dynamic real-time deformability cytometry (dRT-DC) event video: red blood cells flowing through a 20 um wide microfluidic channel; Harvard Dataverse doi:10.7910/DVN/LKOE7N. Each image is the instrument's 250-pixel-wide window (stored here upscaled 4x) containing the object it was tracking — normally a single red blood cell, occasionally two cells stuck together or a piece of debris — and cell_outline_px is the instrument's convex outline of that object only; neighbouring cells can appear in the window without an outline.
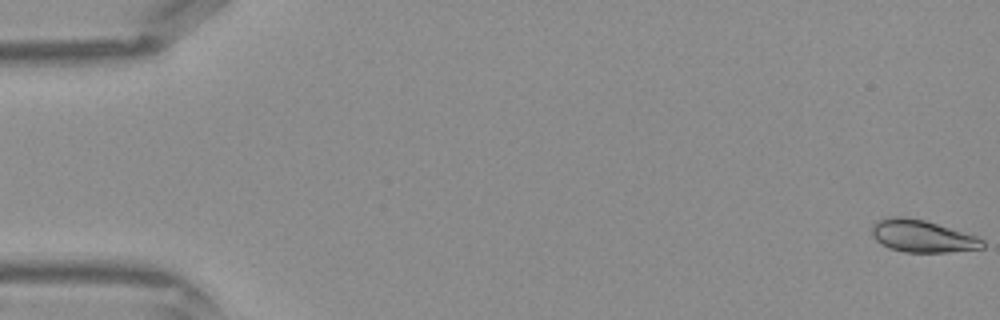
{"species": "Egyptian fruit bat (a non-hibernating species)", "species_latin": "Rousettus aegyptiacus", "temperature_condition": "warm", "stored_images_in_passage": 43, "camera_frame_rate_fps": 3000, "um_per_image_px": 0.085, "frame": {"image": 1, "passage_image": 1, "time_ms": 0.0, "image_size_px": [1000, 320], "cell_outline_px": [[984, 248], [948, 252], [904, 252], [888, 248], [876, 240], [872, 236], [872, 224], [888, 216], [904, 216], [924, 220], [976, 236], [984, 240]], "centroid_in_image_um": [78.37, 20.07], "position_along_channel_um": 6.6, "area_um2": 20.75}}
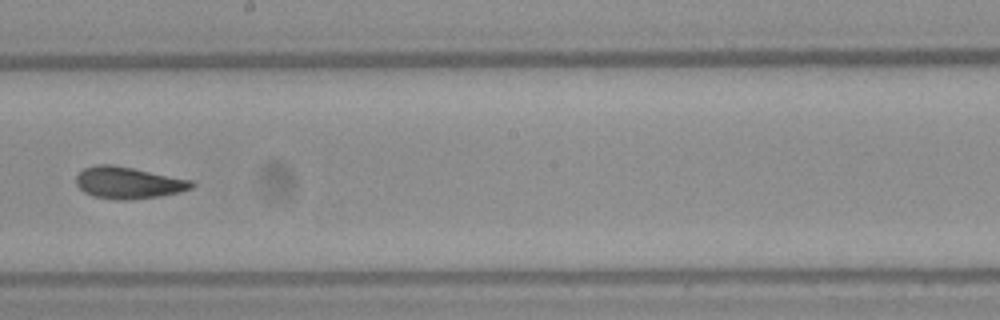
{"frame": {"image": 2, "passage_image": 25, "time_ms": 8.0, "image_size_px": [1000, 320], "cell_outline_px": [[196, 184], [192, 188], [180, 192], [160, 196], [124, 200], [116, 200], [92, 196], [84, 192], [76, 184], [76, 176], [84, 168], [96, 164], [112, 164], [192, 180]], "centroid_in_image_um": [10.9, 15.53], "position_along_channel_um": 237.3, "area_um2": 21.39}}
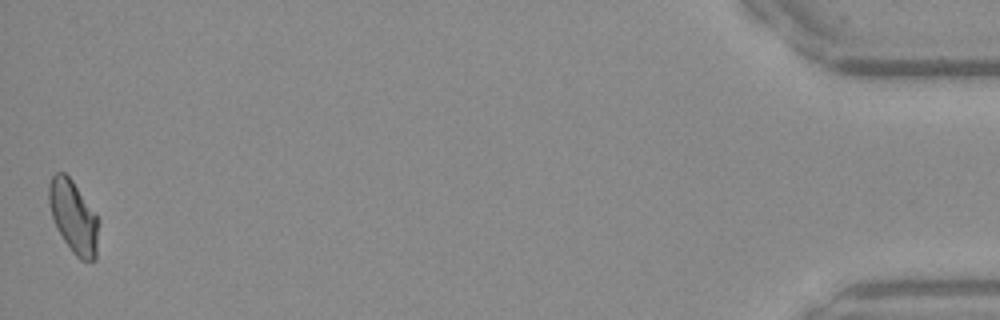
{"frame": {"image": 3, "passage_image": 43, "time_ms": 14.0, "image_size_px": [1000, 320], "cell_outline_px": [[96, 260], [80, 260], [72, 252], [64, 240], [52, 216], [48, 204], [48, 184], [52, 176], [56, 172], [64, 172], [72, 180], [96, 216]], "centroid_in_image_um": [6.19, 18.4], "position_along_channel_um": 429.0, "area_um2": 20.23}}